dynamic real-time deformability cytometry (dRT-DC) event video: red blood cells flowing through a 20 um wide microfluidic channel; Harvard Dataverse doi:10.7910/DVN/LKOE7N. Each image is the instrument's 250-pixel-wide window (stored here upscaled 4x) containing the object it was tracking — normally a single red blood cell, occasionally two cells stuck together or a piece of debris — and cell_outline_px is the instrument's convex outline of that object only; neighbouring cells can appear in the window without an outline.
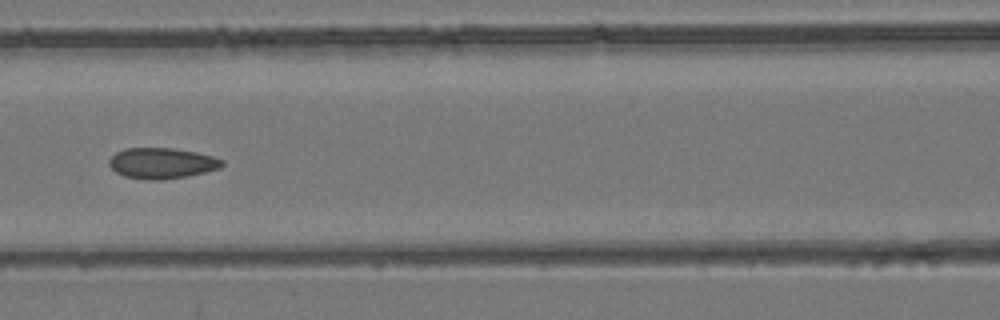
{"species": "common noctule bat (a hibernating species)", "species_latin": "Nyctalus noctula", "temperature_condition": "room temperature", "stored_images_in_passage": 8, "camera_frame_rate_fps": 3000, "um_per_image_px": 0.085, "animal": {"sex": "female", "body_mass_g": 24.6, "forearm_length_mm": 56.2}, "frame": {"image": 1, "passage_image": 7, "time_ms": 2.0, "image_size_px": [1000, 320], "cell_outline_px": [[224, 164], [220, 168], [204, 172], [184, 176], [160, 180], [144, 180], [124, 176], [116, 172], [108, 164], [108, 160], [116, 152], [124, 148], [172, 148], [196, 152], [212, 156], [224, 160]], "centroid_in_image_um": [13.73, 13.87], "position_along_channel_um": 152.9, "area_um2": 20.23}}
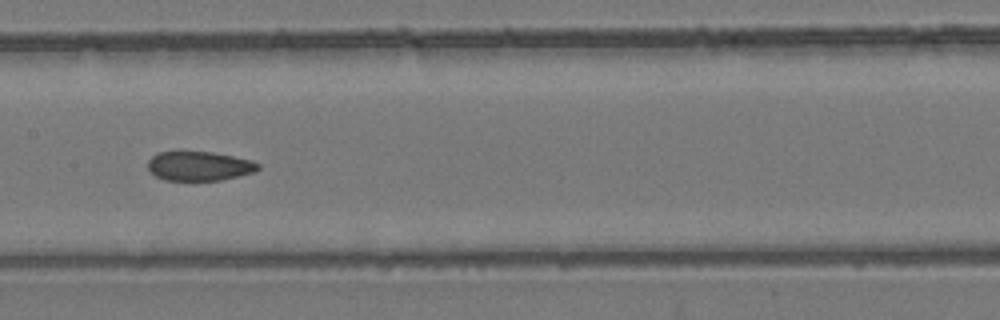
{"frame": {"image": 2, "passage_image": 8, "time_ms": 2.333, "image_size_px": [1000, 320], "cell_outline_px": [[260, 168], [256, 172], [220, 180], [164, 180], [156, 176], [148, 168], [148, 160], [152, 156], [160, 152], [212, 152], [252, 160], [260, 164]], "centroid_in_image_um": [16.96, 14.12], "position_along_channel_um": 190.4, "area_um2": 18.73}}